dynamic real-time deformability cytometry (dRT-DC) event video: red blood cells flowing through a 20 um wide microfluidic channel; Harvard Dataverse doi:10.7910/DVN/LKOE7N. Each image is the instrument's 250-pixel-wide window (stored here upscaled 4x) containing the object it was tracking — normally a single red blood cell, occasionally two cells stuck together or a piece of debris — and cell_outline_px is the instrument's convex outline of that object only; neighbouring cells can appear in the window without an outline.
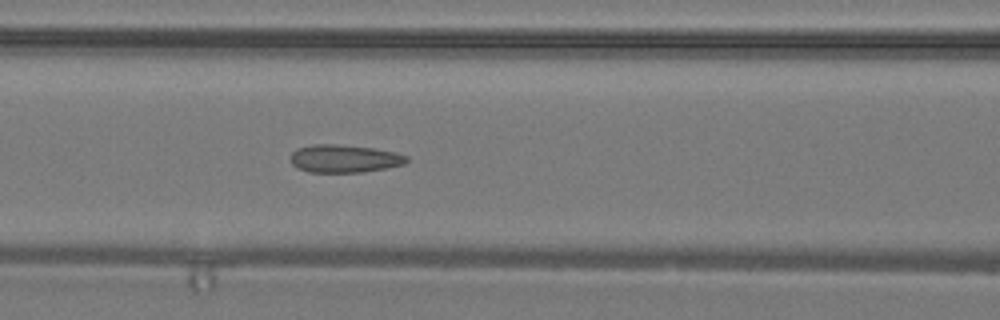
{"species": "common noctule bat (a hibernating species)", "species_latin": "Nyctalus noctula", "temperature_condition": "warm", "stored_images_in_passage": 30, "camera_frame_rate_fps": 3000, "um_per_image_px": 0.085, "animal": {"sex": "male", "body_mass_g": 19.2, "forearm_length_mm": 51.8}, "frame": {"image": 1, "passage_image": 8, "time_ms": 2.333, "image_size_px": [1000, 320], "cell_outline_px": [[408, 160], [404, 164], [364, 172], [308, 172], [296, 168], [292, 164], [292, 152], [296, 148], [312, 144], [336, 144], [372, 148], [396, 152], [408, 156]], "centroid_in_image_um": [29.25, 13.48], "position_along_channel_um": 137.4, "area_um2": 18.84}}
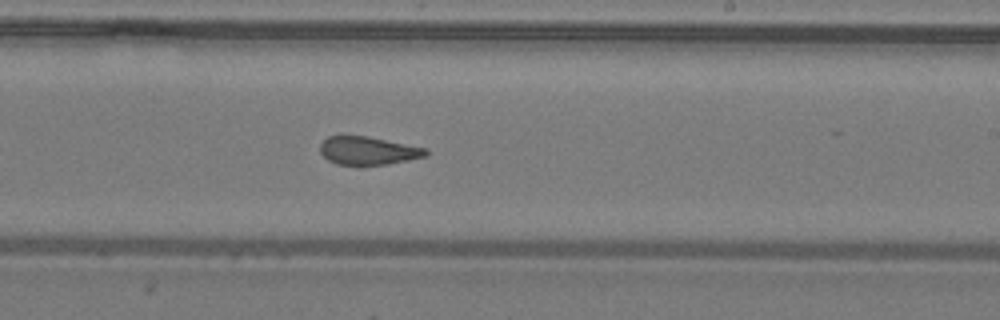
{"frame": {"image": 2, "passage_image": 15, "time_ms": 4.667, "image_size_px": [1000, 320], "cell_outline_px": [[428, 152], [424, 156], [408, 160], [388, 164], [360, 168], [336, 164], [328, 160], [320, 152], [320, 144], [328, 136], [340, 132], [368, 136], [428, 148]], "centroid_in_image_um": [31.21, 12.8], "position_along_channel_um": 257.8, "area_um2": 18.5}}
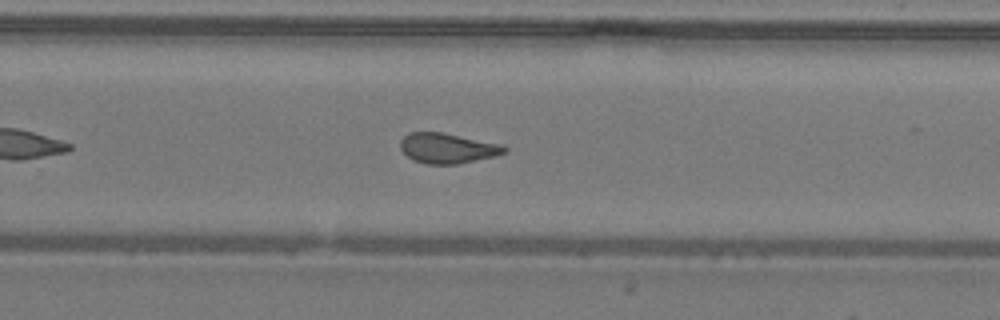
{"frame": {"image": 3, "passage_image": 17, "time_ms": 5.333, "image_size_px": [1000, 320], "cell_outline_px": [[508, 152], [496, 156], [456, 164], [424, 164], [412, 160], [400, 148], [400, 140], [408, 132], [440, 132], [504, 144], [508, 148]], "centroid_in_image_um": [38.06, 12.6], "position_along_channel_um": 291.7, "area_um2": 18.5}}